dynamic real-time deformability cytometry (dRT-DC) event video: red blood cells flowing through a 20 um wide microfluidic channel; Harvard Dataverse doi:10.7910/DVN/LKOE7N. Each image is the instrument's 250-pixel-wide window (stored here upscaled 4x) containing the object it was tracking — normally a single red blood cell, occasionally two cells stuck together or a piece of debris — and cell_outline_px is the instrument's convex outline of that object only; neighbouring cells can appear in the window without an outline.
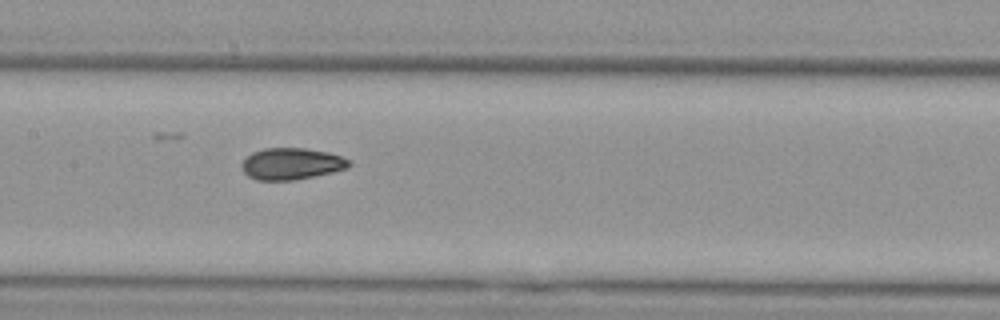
{"species": "Egyptian fruit bat (a non-hibernating species)", "species_latin": "Rousettus aegyptiacus", "temperature_condition": "cold", "stored_images_in_passage": 9, "camera_frame_rate_fps": 3000, "um_per_image_px": 0.085, "animal": {"sex": "female"}, "frame": {"image": 1, "passage_image": 8, "time_ms": 9.333, "image_size_px": [1000, 320], "cell_outline_px": [[352, 164], [348, 168], [332, 172], [292, 180], [256, 180], [248, 176], [244, 172], [240, 164], [252, 152], [264, 148], [304, 148], [328, 152], [352, 160]], "centroid_in_image_um": [24.78, 13.91], "position_along_channel_um": 182.6, "area_um2": 19.77}}
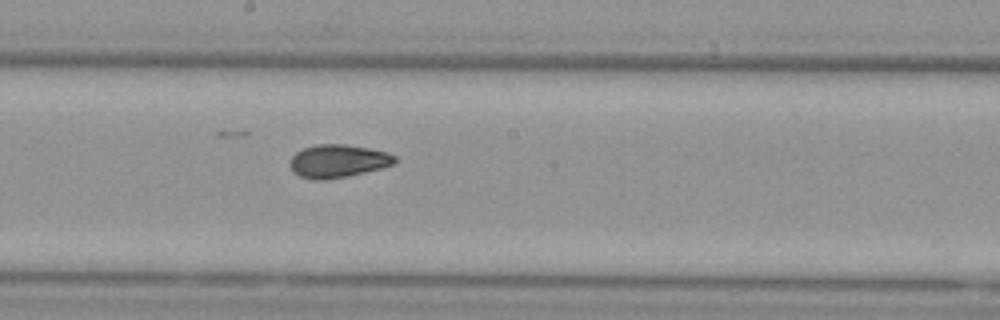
{"frame": {"image": 2, "passage_image": 9, "time_ms": 10.333, "image_size_px": [1000, 320], "cell_outline_px": [[396, 164], [348, 176], [324, 180], [312, 180], [300, 176], [292, 172], [288, 164], [292, 156], [296, 152], [304, 148], [316, 144], [344, 144], [368, 148], [388, 152], [396, 156]], "centroid_in_image_um": [28.7, 13.69], "position_along_channel_um": 219.5, "area_um2": 20.35}}